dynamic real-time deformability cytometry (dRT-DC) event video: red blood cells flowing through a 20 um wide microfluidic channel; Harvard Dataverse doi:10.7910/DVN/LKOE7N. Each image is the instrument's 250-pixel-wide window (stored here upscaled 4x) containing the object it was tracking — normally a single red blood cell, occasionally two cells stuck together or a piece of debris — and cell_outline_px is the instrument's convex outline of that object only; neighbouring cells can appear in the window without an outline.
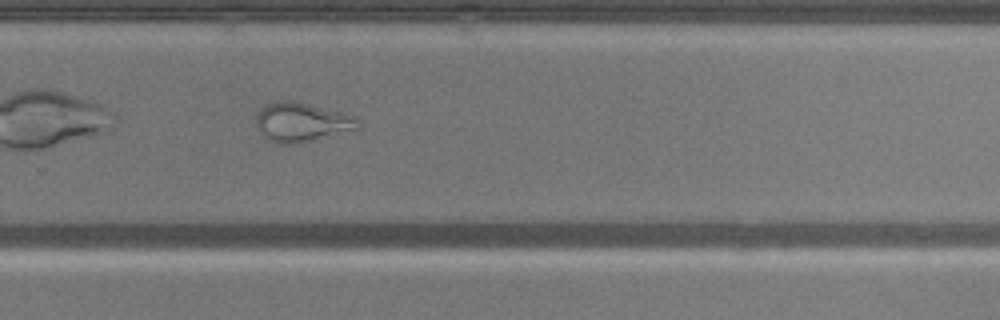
{"species": "common noctule bat (a hibernating species)", "species_latin": "Nyctalus noctula", "temperature_condition": "warm", "stored_images_in_passage": 33, "camera_frame_rate_fps": 3000, "um_per_image_px": 0.085, "animal": {"sex": "male", "body_mass_g": 20.5, "forearm_length_mm": 52.5}, "frame": {"image": 1, "passage_image": 19, "time_ms": 6.0, "image_size_px": [1000, 320], "cell_outline_px": [[360, 128], [296, 144], [276, 144], [268, 140], [256, 124], [256, 116], [260, 108], [264, 104], [276, 100], [292, 100], [356, 116]], "centroid_in_image_um": [25.6, 10.37], "position_along_channel_um": 304.2, "area_um2": 23.18}, "authors_computed_cell_mechanics": {"area_um2": 25.143, "velocity_mm_per_s": 4.0014, "shape_relaxation_time_tau1_ms": null, "shape_relaxation_time_tau2_ms": 1.3165, "deformation_change_tau1": null, "deformation_change_tau2": 0.0807}}